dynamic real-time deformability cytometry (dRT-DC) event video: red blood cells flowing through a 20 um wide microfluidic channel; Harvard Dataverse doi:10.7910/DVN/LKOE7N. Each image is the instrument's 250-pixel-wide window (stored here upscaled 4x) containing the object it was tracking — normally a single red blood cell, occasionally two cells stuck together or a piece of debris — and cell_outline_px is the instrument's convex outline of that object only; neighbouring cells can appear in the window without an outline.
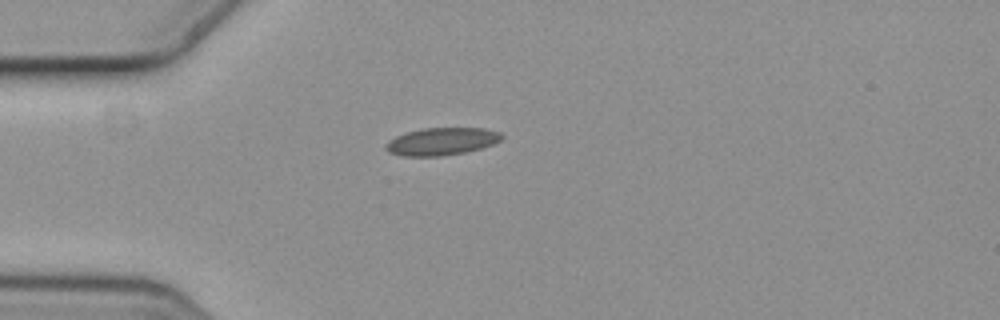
{"species": "common noctule bat (a hibernating species)", "species_latin": "Nyctalus noctula", "temperature_condition": "cold", "stored_images_in_passage": 2, "camera_frame_rate_fps": 3000, "um_per_image_px": 0.085, "animal": {"sex": "female", "body_mass_g": 19.3, "forearm_length_mm": 54.1}, "frame": {"image": 1, "passage_image": 1, "time_ms": 0.0, "image_size_px": [1000, 320], "cell_outline_px": [[504, 136], [500, 140], [492, 144], [480, 148], [464, 152], [440, 156], [404, 156], [388, 152], [384, 148], [384, 144], [388, 140], [396, 136], [420, 128], [484, 128], [500, 132]], "centroid_in_image_um": [37.5, 12.01], "position_along_channel_um": 47.5, "area_um2": 18.55}}
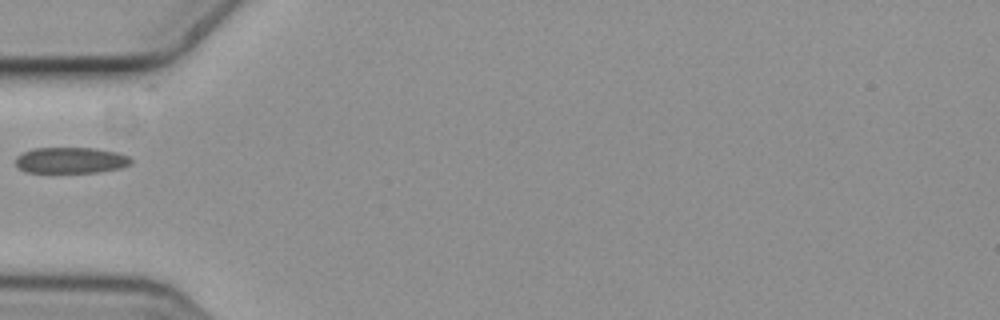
{"frame": {"image": 2, "passage_image": 2, "time_ms": 0.333, "image_size_px": [1000, 320], "cell_outline_px": [[132, 164], [120, 168], [96, 172], [28, 172], [20, 168], [16, 164], [16, 156], [32, 148], [96, 148], [116, 152], [128, 156], [132, 160]], "centroid_in_image_um": [6.03, 13.61], "position_along_channel_um": 79.0, "area_um2": 17.4}}